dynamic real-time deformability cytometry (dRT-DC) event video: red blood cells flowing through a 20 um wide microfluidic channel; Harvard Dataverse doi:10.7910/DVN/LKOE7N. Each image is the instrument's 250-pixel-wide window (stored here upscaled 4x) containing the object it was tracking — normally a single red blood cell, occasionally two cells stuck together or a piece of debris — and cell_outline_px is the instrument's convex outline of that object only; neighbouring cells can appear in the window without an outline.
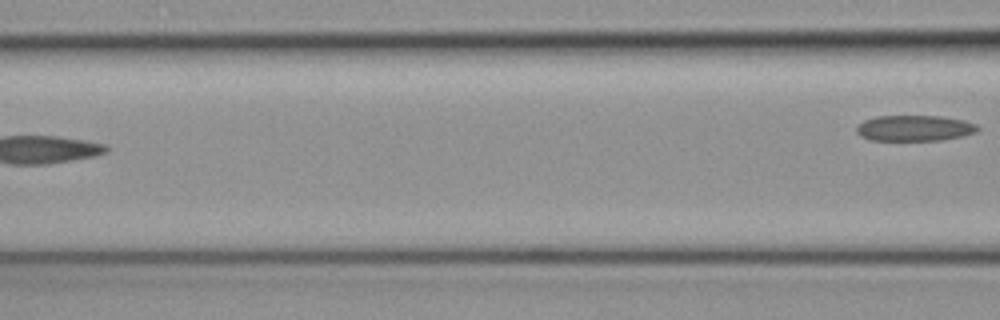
{"species": "common noctule bat (a hibernating species)", "species_latin": "Nyctalus noctula", "temperature_condition": "cold", "stored_images_in_passage": 5, "camera_frame_rate_fps": 3000, "um_per_image_px": 0.085, "animal": {"sex": "female", "body_mass_g": 19.3, "forearm_length_mm": 54.1}, "frame": {"image": 1, "passage_image": 5, "time_ms": 1.333, "image_size_px": [1000, 320], "cell_outline_px": [[980, 128], [976, 132], [964, 136], [940, 140], [868, 140], [860, 136], [856, 132], [856, 128], [864, 120], [876, 116], [940, 116], [964, 120], [976, 124]], "centroid_in_image_um": [77.74, 10.89], "position_along_channel_um": 88.9, "area_um2": 18.26}}